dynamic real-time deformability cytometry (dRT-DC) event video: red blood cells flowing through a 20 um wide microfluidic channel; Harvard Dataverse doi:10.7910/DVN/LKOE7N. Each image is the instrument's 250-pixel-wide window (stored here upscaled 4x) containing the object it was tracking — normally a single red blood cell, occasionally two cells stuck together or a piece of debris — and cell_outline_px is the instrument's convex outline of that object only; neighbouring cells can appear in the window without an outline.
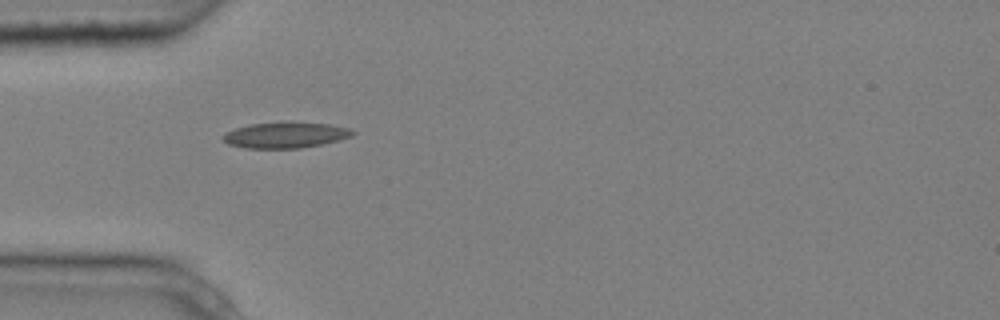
{"species": "common noctule bat (a hibernating species)", "species_latin": "Nyctalus noctula", "temperature_condition": "cold", "stored_images_in_passage": 4, "camera_frame_rate_fps": 3000, "um_per_image_px": 0.085, "animal": {"sex": "male", "body_mass_g": 20.4}, "frame": {"image": 1, "passage_image": 1, "time_ms": 0.0, "image_size_px": [1000, 320], "cell_outline_px": [[356, 132], [352, 136], [340, 140], [300, 148], [244, 148], [228, 144], [220, 136], [224, 132], [236, 128], [252, 124], [288, 120], [328, 124], [352, 128]], "centroid_in_image_um": [24.27, 11.45], "position_along_channel_um": 60.7, "area_um2": 20.0}}
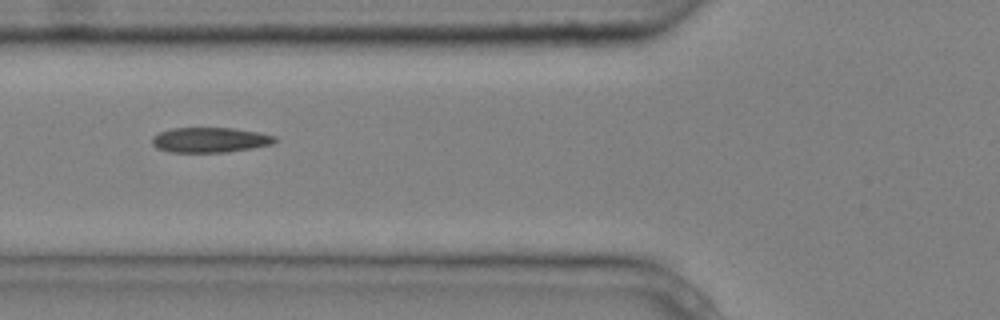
{"frame": {"image": 2, "passage_image": 2, "time_ms": 0.333, "image_size_px": [1000, 320], "cell_outline_px": [[276, 140], [272, 144], [252, 148], [228, 152], [168, 152], [156, 148], [152, 144], [152, 136], [160, 132], [172, 128], [232, 128], [260, 132], [276, 136]], "centroid_in_image_um": [17.84, 11.89], "position_along_channel_um": 108.0, "area_um2": 18.03}}